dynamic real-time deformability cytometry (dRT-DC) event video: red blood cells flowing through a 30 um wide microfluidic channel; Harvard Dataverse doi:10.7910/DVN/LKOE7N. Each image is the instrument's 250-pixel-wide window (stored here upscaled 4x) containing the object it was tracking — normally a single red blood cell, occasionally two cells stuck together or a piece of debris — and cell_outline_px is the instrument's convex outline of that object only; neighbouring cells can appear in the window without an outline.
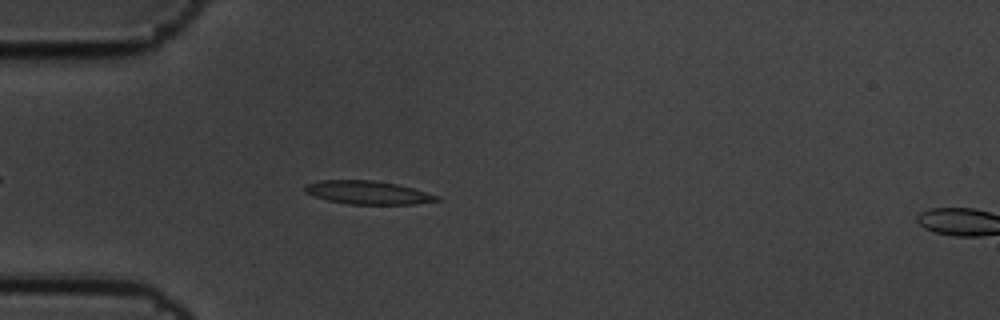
{"species": "common noctule bat (a hibernating species)", "species_latin": "Nyctalus noctula", "temperature_condition": "cold", "stored_images_in_passage": 5, "camera_frame_rate_fps": 3000, "um_per_image_px": 0.085, "animal": {"sex": "male", "body_mass_g": 19.5, "forearm_length_mm": 54.6}, "frame": {"image": 1, "passage_image": 4, "time_ms": 1.0, "image_size_px": [1000, 320], "cell_outline_px": [[440, 200], [412, 204], [348, 204], [328, 200], [304, 192], [304, 188], [308, 184], [320, 180], [372, 180], [396, 184], [412, 188], [440, 196]], "centroid_in_image_um": [31.27, 16.36], "position_along_channel_um": 53.7, "area_um2": 17.69}}